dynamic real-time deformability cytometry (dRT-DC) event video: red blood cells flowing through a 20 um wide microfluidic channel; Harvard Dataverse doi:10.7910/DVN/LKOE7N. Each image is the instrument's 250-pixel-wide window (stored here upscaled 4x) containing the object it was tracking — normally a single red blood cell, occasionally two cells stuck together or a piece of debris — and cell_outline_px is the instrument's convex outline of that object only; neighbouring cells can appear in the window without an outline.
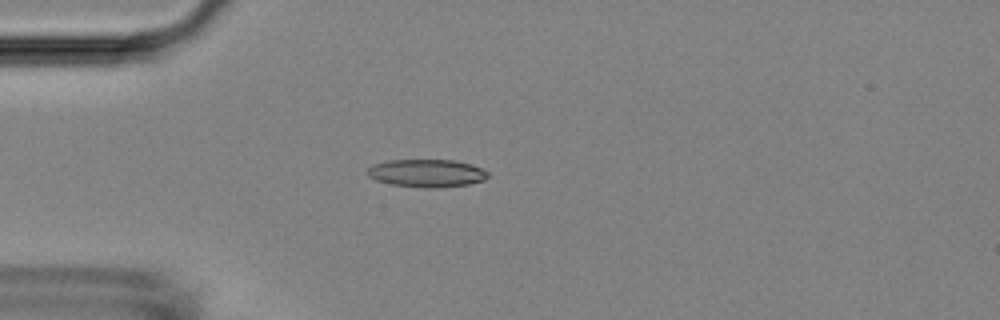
{"species": "Egyptian fruit bat (a non-hibernating species)", "species_latin": "Rousettus aegyptiacus", "temperature_condition": "room temperature", "stored_images_in_passage": 39, "camera_frame_rate_fps": 3000, "um_per_image_px": 0.085, "animal": {"sex": "female"}, "frame": {"image": 1, "passage_image": 1, "time_ms": 0.0, "image_size_px": [1000, 320], "cell_outline_px": [[488, 176], [484, 180], [468, 184], [436, 188], [424, 188], [392, 184], [376, 180], [368, 176], [364, 172], [372, 164], [388, 160], [452, 160], [472, 164], [488, 172]], "centroid_in_image_um": [36.23, 14.71], "position_along_channel_um": 48.8, "area_um2": 19.59}}
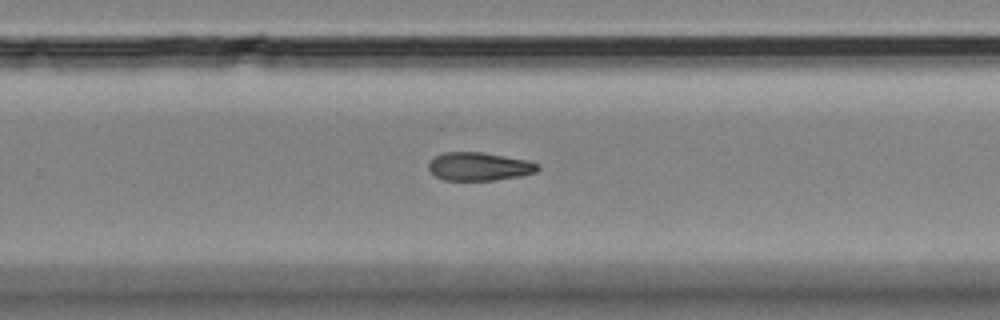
{"frame": {"image": 2, "passage_image": 21, "time_ms": 6.667, "image_size_px": [1000, 320], "cell_outline_px": [[540, 168], [536, 172], [520, 176], [496, 180], [444, 180], [436, 176], [428, 168], [428, 160], [444, 152], [480, 152], [528, 160], [540, 164]], "centroid_in_image_um": [40.73, 14.15], "position_along_channel_um": 289.1, "area_um2": 18.03}}
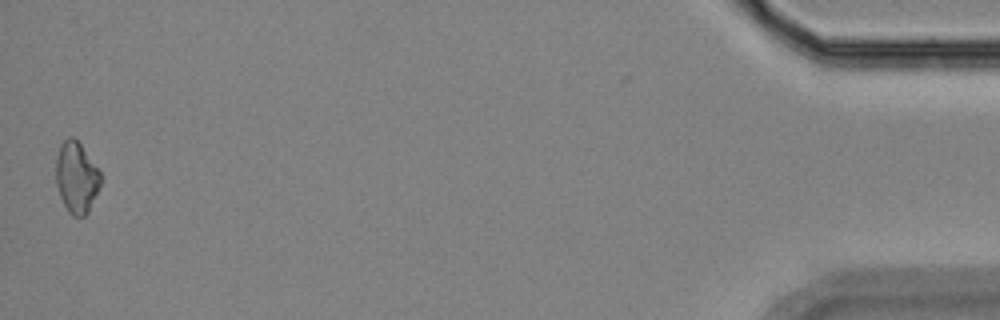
{"frame": {"image": 3, "passage_image": 39, "time_ms": 12.667, "image_size_px": [1000, 320], "cell_outline_px": [[100, 184], [88, 212], [84, 216], [72, 216], [68, 212], [60, 196], [56, 184], [56, 156], [60, 144], [68, 136], [72, 136], [80, 144], [100, 172]], "centroid_in_image_um": [6.47, 15.08], "position_along_channel_um": 428.7, "area_um2": 18.26}}